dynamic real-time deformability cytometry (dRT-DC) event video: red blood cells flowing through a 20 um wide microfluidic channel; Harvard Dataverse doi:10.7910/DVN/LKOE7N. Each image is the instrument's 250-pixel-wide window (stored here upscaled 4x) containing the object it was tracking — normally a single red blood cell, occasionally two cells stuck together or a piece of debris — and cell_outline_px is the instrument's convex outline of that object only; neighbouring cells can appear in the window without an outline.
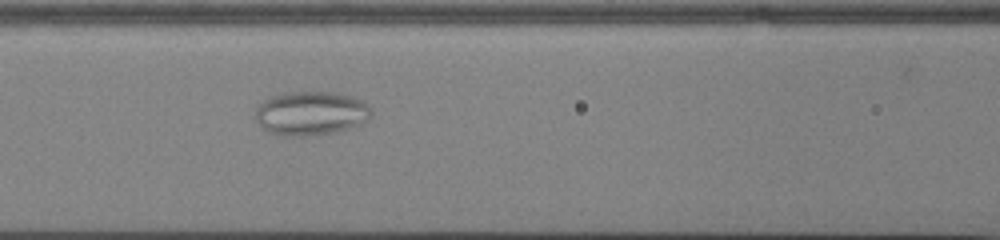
{"species": "common noctule bat (a hibernating species)", "species_latin": "Nyctalus noctula", "temperature_condition": "cold", "stored_images_in_passage": 37, "camera_frame_rate_fps": 3000, "um_per_image_px": 0.085, "animal": {"sex": "male", "body_mass_g": 13.0, "forearm_length_mm": 53.1}, "frame": {"image": 1, "passage_image": 7, "time_ms": 2.0, "image_size_px": [1000, 240], "cell_outline_px": [[372, 116], [360, 124], [336, 132], [308, 136], [280, 136], [268, 132], [256, 120], [256, 108], [268, 96], [284, 92], [332, 92], [352, 96], [360, 100], [372, 112]], "centroid_in_image_um": [26.38, 9.63], "position_along_channel_um": 140.2, "area_um2": 29.71}}
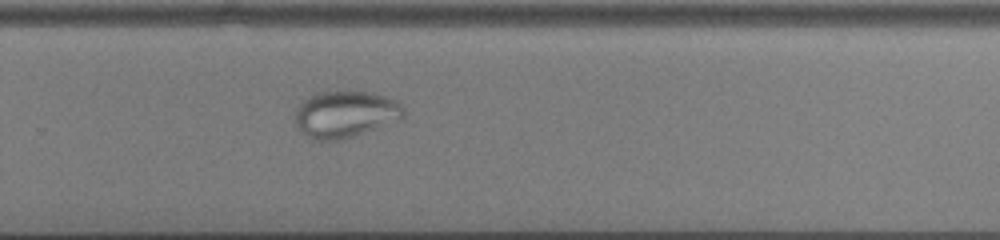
{"frame": {"image": 2, "passage_image": 20, "time_ms": 6.333, "image_size_px": [1000, 240], "cell_outline_px": [[404, 116], [400, 120], [352, 136], [336, 140], [312, 140], [296, 128], [296, 108], [304, 100], [320, 92], [372, 92], [396, 100], [404, 108]], "centroid_in_image_um": [29.35, 9.72], "position_along_channel_um": 300.4, "area_um2": 29.19}}
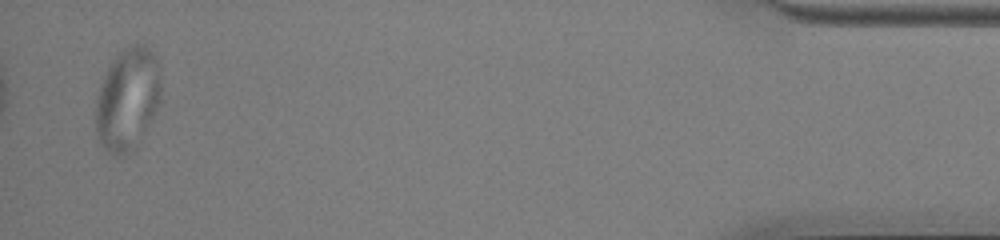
{"frame": {"image": 3, "passage_image": 36, "time_ms": 11.667, "image_size_px": [1000, 240], "cell_outline_px": [[160, 100], [156, 112], [140, 140], [132, 152], [120, 156], [108, 156], [96, 132], [96, 100], [100, 84], [112, 60], [124, 48], [132, 44], [144, 44], [152, 52], [156, 60], [160, 76]], "centroid_in_image_um": [10.83, 8.46], "position_along_channel_um": 424.4, "area_um2": 39.02}}